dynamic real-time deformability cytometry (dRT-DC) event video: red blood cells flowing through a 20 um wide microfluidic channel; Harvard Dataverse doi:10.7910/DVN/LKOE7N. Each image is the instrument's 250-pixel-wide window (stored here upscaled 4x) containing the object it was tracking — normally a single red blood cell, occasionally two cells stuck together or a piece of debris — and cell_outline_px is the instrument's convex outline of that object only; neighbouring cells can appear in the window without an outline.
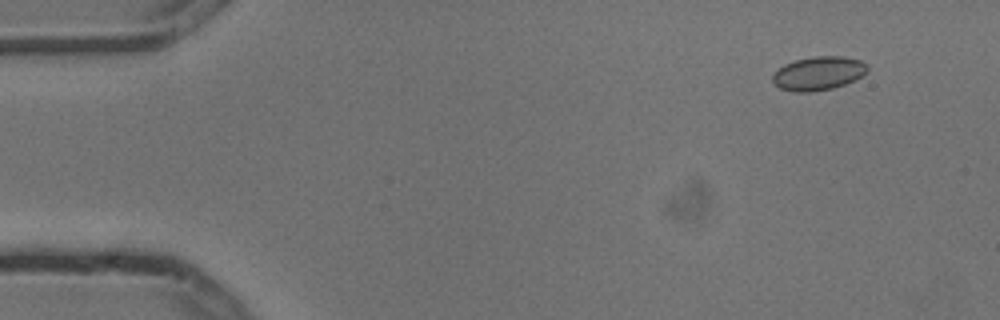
{"species": "common noctule bat (a hibernating species)", "species_latin": "Nyctalus noctula", "temperature_condition": "cold", "stored_images_in_passage": 5, "camera_frame_rate_fps": 3000, "um_per_image_px": 0.085, "animal": {"sex": "male", "body_mass_g": 13.3}, "frame": {"image": 1, "passage_image": 2, "time_ms": 0.333, "image_size_px": [1000, 320], "cell_outline_px": [[868, 72], [844, 84], [832, 88], [808, 92], [792, 92], [780, 88], [772, 84], [772, 76], [784, 64], [796, 60], [812, 56], [844, 56], [860, 60], [868, 64]], "centroid_in_image_um": [69.55, 6.23], "position_along_channel_um": 15.4, "area_um2": 18.61}}
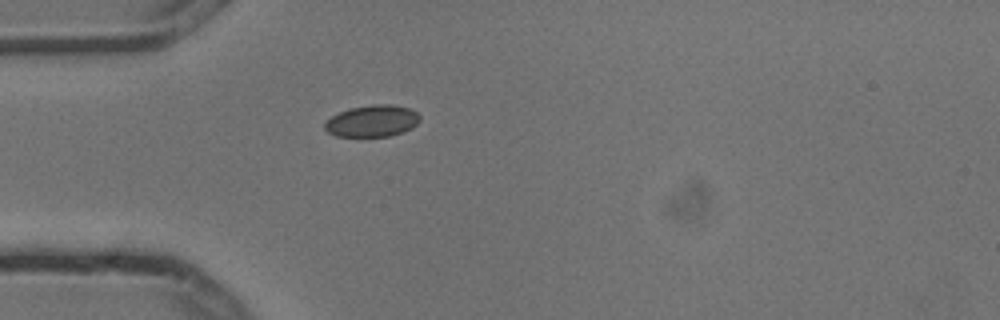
{"frame": {"image": 2, "passage_image": 5, "time_ms": 1.333, "image_size_px": [1000, 320], "cell_outline_px": [[420, 120], [412, 128], [404, 132], [388, 136], [336, 136], [328, 132], [324, 128], [324, 124], [332, 116], [348, 108], [372, 104], [392, 104], [408, 108], [416, 112], [420, 116]], "centroid_in_image_um": [31.65, 10.28], "position_along_channel_um": 53.4, "area_um2": 17.57}}